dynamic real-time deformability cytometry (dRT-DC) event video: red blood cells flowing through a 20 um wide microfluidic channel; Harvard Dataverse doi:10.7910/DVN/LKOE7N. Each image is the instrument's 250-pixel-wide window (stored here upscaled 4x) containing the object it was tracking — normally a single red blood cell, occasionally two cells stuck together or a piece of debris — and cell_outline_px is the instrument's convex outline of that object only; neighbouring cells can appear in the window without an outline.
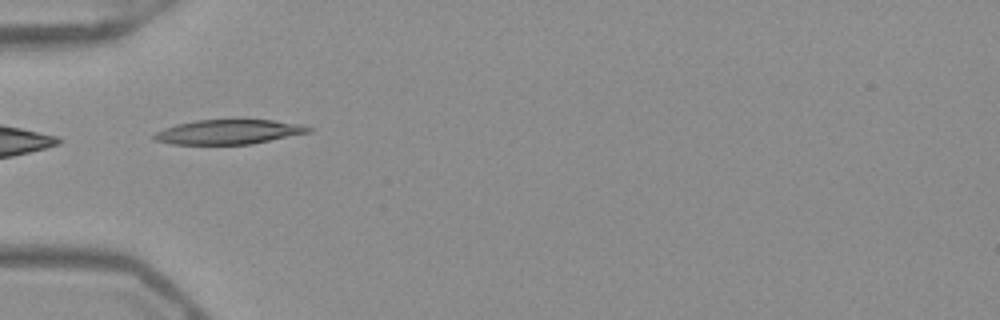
{"species": "Egyptian fruit bat (a non-hibernating species)", "species_latin": "Rousettus aegyptiacus", "temperature_condition": "warm", "stored_images_in_passage": 32, "camera_frame_rate_fps": 3000, "um_per_image_px": 0.085, "frame": {"image": 1, "passage_image": 1, "time_ms": 0.0, "image_size_px": [1000, 320], "cell_outline_px": [[316, 128], [312, 132], [252, 144], [172, 144], [152, 140], [152, 136], [156, 132], [164, 128], [176, 124], [196, 120], [272, 120], [304, 124]], "centroid_in_image_um": [19.49, 11.21], "position_along_channel_um": 65.5, "area_um2": 22.37}}
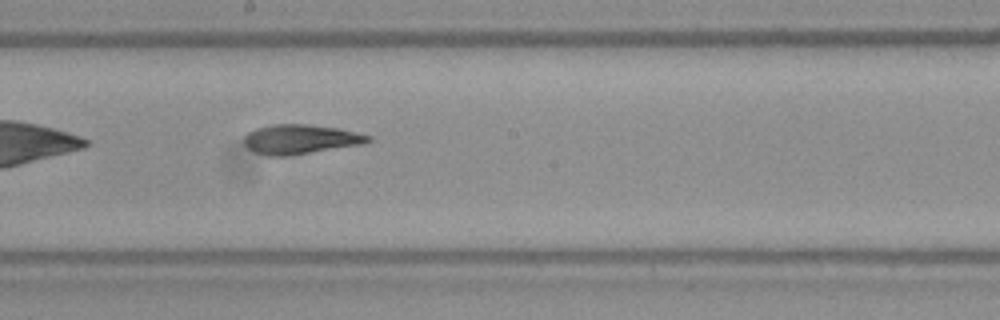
{"frame": {"image": 2, "passage_image": 13, "time_ms": 4.0, "image_size_px": [1000, 320], "cell_outline_px": [[372, 140], [364, 144], [288, 156], [268, 156], [256, 152], [248, 148], [244, 144], [244, 136], [248, 132], [256, 128], [272, 124], [308, 124], [340, 128], [372, 136]], "centroid_in_image_um": [25.55, 11.83], "position_along_channel_um": 222.6, "area_um2": 21.5}}
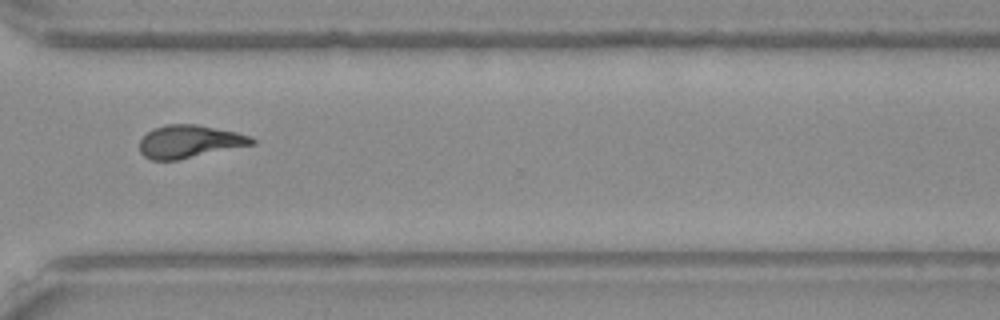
{"frame": {"image": 3, "passage_image": 23, "time_ms": 7.333, "image_size_px": [1000, 320], "cell_outline_px": [[256, 144], [176, 160], [152, 160], [144, 156], [140, 152], [140, 140], [152, 128], [168, 124], [196, 124], [236, 132], [252, 136], [256, 140]], "centroid_in_image_um": [16.12, 12.02], "position_along_channel_um": 354.5, "area_um2": 21.44}, "authors_computed_cell_mechanics": {"area_um2": 21.4727, "velocity_mm_per_s": 3.9555, "shape_relaxation_time_tau1_ms": 7.0901, "shape_relaxation_time_tau2_ms": 3.199, "deformation_change_tau1": 0.2463, "deformation_change_tau2": 0.1267}}